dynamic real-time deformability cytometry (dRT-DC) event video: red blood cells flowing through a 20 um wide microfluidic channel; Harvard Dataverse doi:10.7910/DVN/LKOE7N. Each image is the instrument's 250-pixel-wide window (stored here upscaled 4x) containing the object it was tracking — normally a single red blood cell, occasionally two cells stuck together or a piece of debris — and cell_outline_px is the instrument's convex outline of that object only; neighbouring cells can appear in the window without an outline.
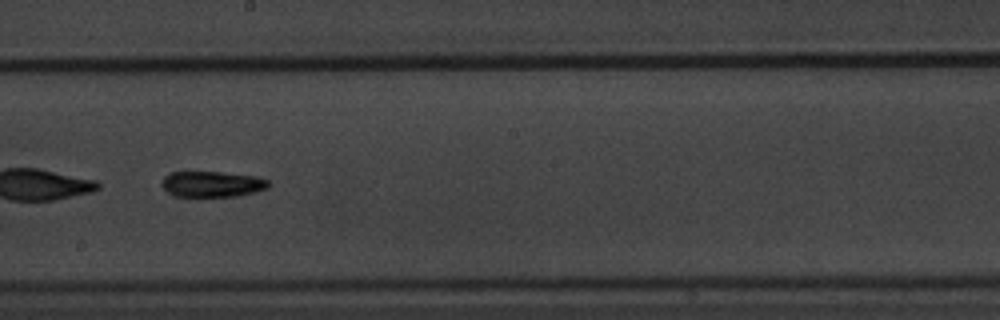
{"species": "common noctule bat (a hibernating species)", "species_latin": "Nyctalus noctula", "temperature_condition": "warm", "stored_images_in_passage": 10, "camera_frame_rate_fps": 3000, "um_per_image_px": 0.085, "animal": {"sex": "male", "body_mass_g": 20.1, "forearm_length_mm": 53.5}, "frame": {"image": 1, "passage_image": 9, "time_ms": 9.333, "image_size_px": [1000, 320], "cell_outline_px": [[268, 188], [236, 196], [176, 196], [168, 192], [164, 188], [164, 176], [172, 172], [220, 172], [256, 176], [268, 180]], "centroid_in_image_um": [18.05, 15.64], "position_along_channel_um": 230.2, "area_um2": 15.66}}